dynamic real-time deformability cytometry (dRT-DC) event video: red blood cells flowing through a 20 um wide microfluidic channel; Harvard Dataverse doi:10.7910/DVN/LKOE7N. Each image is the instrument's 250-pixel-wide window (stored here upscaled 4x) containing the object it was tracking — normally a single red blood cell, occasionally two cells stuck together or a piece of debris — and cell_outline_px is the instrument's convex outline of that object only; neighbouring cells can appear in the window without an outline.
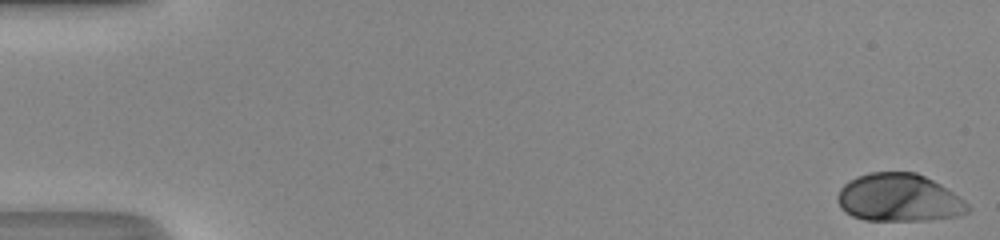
{"species": "human", "species_latin": "Homo sapiens", "temperature_condition": "room temperature", "stored_images_in_passage": 49, "camera_frame_rate_fps": 3000, "um_per_image_px": 0.085, "donor": {"sex": "male"}, "frame": {"image": 1, "passage_image": 1, "time_ms": 0.0, "image_size_px": [1000, 240], "cell_outline_px": [[972, 208], [968, 212], [960, 216], [924, 220], [864, 220], [852, 216], [844, 212], [840, 208], [836, 200], [836, 196], [840, 188], [848, 180], [856, 176], [872, 172], [916, 172], [940, 184], [964, 200]], "centroid_in_image_um": [76.38, 16.81], "position_along_channel_um": 8.6, "area_um2": 36.53}}
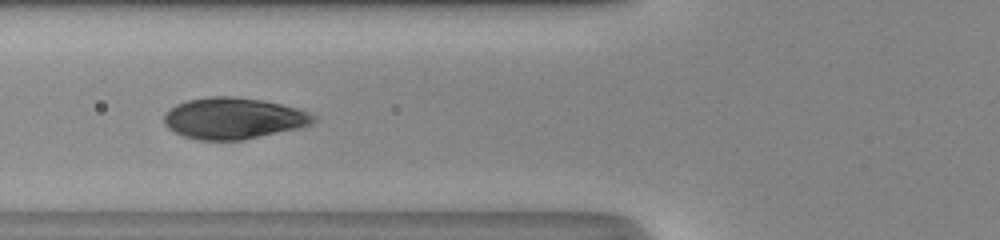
{"frame": {"image": 2, "passage_image": 20, "time_ms": 6.333, "image_size_px": [1000, 240], "cell_outline_px": [[320, 116], [312, 124], [300, 128], [244, 140], [200, 140], [184, 136], [168, 128], [164, 124], [164, 116], [176, 104], [188, 100], [208, 96], [232, 96], [260, 100], [300, 108]], "centroid_in_image_um": [19.92, 10.06], "position_along_channel_um": 105.9, "area_um2": 36.18}}
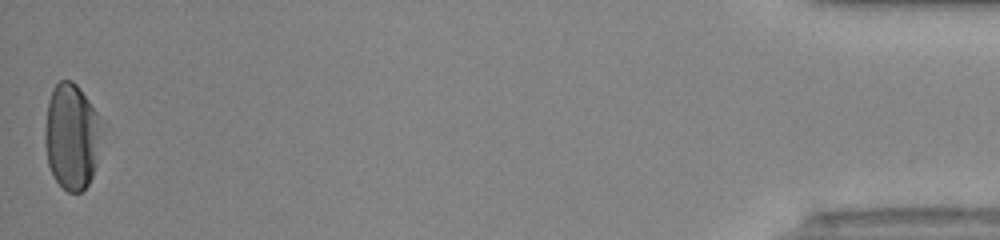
{"frame": {"image": 3, "passage_image": 49, "time_ms": 16.0, "image_size_px": [1000, 240], "cell_outline_px": [[96, 164], [92, 176], [88, 184], [80, 192], [68, 192], [52, 176], [48, 164], [44, 144], [44, 124], [48, 100], [52, 88], [60, 80], [72, 80], [80, 88], [96, 112]], "centroid_in_image_um": [5.98, 11.59], "position_along_channel_um": 429.2, "area_um2": 34.1}, "authors_computed_cell_mechanics": {"area_um2": 36.0094, "velocity_mm_per_s": 4.3009, "shape_relaxation_time_tau1_ms": 2.8821, "shape_relaxation_time_tau2_ms": null, "deformation_change_tau1": 0.1969, "deformation_change_tau2": null}}